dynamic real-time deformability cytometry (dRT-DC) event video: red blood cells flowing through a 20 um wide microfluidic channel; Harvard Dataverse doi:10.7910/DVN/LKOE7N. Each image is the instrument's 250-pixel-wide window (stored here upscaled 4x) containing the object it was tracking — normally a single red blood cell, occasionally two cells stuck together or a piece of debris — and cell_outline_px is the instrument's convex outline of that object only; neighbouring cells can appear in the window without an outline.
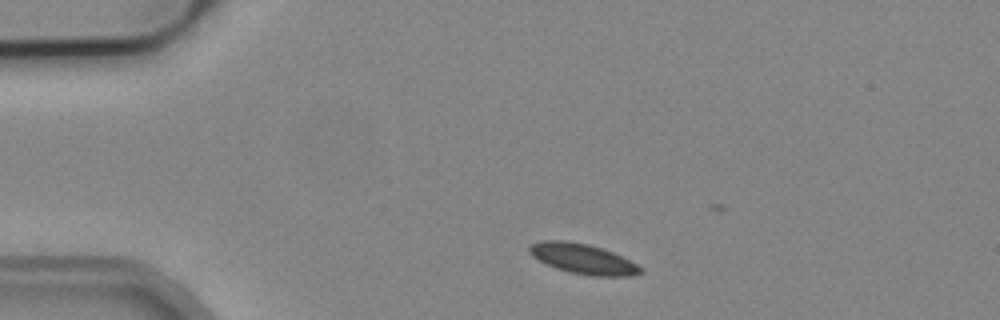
{"species": "common noctule bat (a hibernating species)", "species_latin": "Nyctalus noctula", "temperature_condition": "cold", "stored_images_in_passage": 3, "camera_frame_rate_fps": 3000, "um_per_image_px": 0.085, "animal": {"sex": "male", "body_mass_g": 19.2, "forearm_length_mm": 51.8}, "frame": {"image": 1, "passage_image": 1, "time_ms": 0.0, "image_size_px": [1000, 320], "cell_outline_px": [[644, 272], [632, 276], [592, 276], [568, 272], [556, 268], [532, 256], [528, 252], [528, 248], [532, 244], [540, 240], [564, 240], [588, 244], [612, 252], [644, 268]], "centroid_in_image_um": [49.55, 22.01], "position_along_channel_um": 35.5, "area_um2": 19.42}}